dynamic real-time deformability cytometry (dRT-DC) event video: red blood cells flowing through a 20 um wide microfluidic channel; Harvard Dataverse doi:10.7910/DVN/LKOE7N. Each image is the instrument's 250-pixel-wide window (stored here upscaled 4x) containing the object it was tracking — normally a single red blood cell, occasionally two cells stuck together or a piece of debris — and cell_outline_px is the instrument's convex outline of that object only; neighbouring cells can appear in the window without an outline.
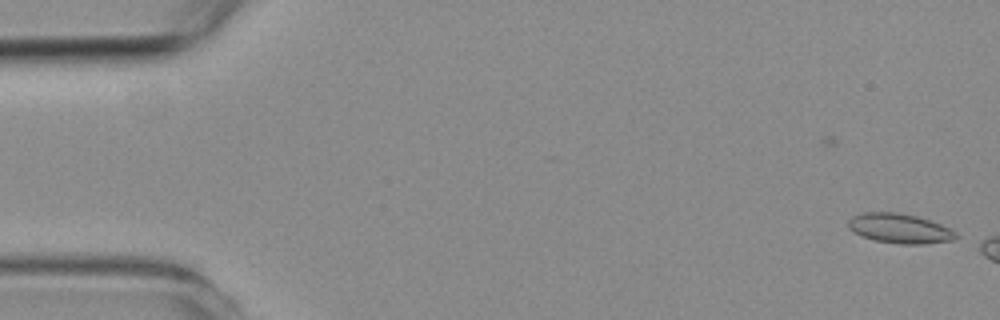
{"species": "common noctule bat (a hibernating species)", "species_latin": "Nyctalus noctula", "temperature_condition": "room temperature", "stored_images_in_passage": 7, "camera_frame_rate_fps": 3000, "um_per_image_px": 0.085, "animal": {"sex": "female", "body_mass_g": 19.3, "forearm_length_mm": 54.1}, "frame": {"image": 1, "passage_image": 2, "time_ms": 0.333, "image_size_px": [1000, 320], "cell_outline_px": [[960, 236], [952, 240], [924, 244], [900, 244], [876, 240], [864, 236], [848, 228], [848, 220], [852, 216], [864, 212], [896, 212], [916, 216], [940, 224], [956, 232]], "centroid_in_image_um": [76.48, 19.41], "position_along_channel_um": 8.5, "area_um2": 18.38}}